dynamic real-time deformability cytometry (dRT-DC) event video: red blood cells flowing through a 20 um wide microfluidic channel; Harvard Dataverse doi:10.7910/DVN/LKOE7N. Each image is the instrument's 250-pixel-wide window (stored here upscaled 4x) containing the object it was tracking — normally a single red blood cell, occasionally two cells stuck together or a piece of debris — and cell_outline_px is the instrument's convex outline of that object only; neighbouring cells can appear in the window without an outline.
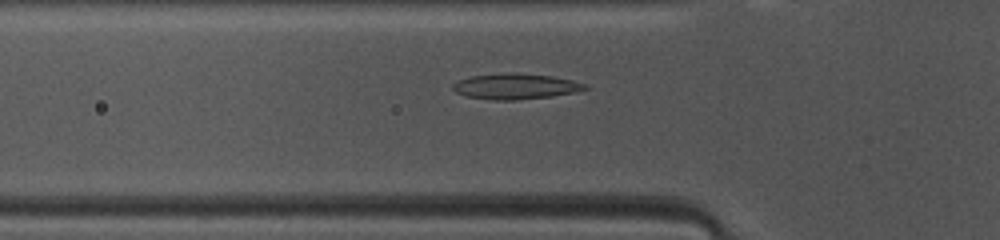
{"species": "common noctule bat (a hibernating species)", "species_latin": "Nyctalus noctula", "temperature_condition": "warm", "stored_images_in_passage": 43, "camera_frame_rate_fps": 3000, "um_per_image_px": 0.085, "animal": {"sex": "female", "body_mass_g": 10.0, "forearm_length_mm": 53.1}, "frame": {"image": 1, "passage_image": 10, "time_ms": 3.0, "image_size_px": [1000, 240], "cell_outline_px": [[588, 88], [576, 92], [552, 96], [516, 100], [492, 100], [468, 96], [456, 92], [452, 88], [452, 84], [456, 80], [472, 76], [504, 72], [552, 76], [572, 80], [588, 84]], "centroid_in_image_um": [43.82, 7.34], "position_along_channel_um": 82.0, "area_um2": 19.77}}
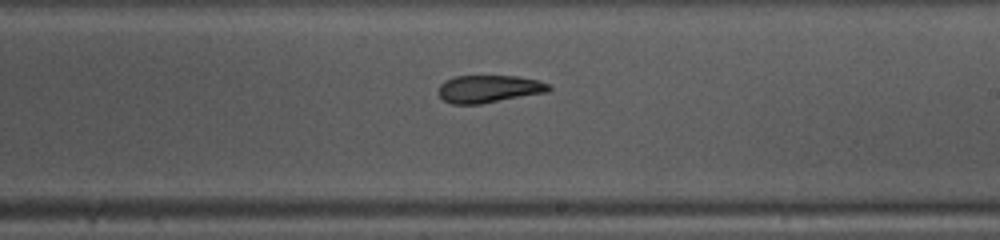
{"frame": {"image": 2, "passage_image": 22, "time_ms": 7.0, "image_size_px": [1000, 240], "cell_outline_px": [[552, 88], [548, 92], [480, 104], [452, 104], [444, 100], [436, 92], [440, 84], [444, 80], [456, 76], [516, 76], [536, 80], [548, 84]], "centroid_in_image_um": [41.51, 7.56], "position_along_channel_um": 247.5, "area_um2": 17.74}}
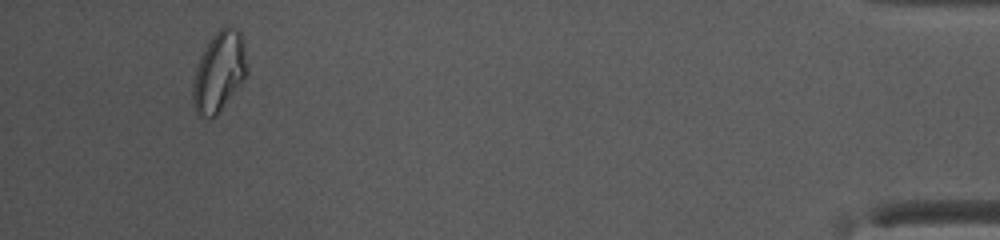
{"frame": {"image": 3, "passage_image": 40, "time_ms": 13.0, "image_size_px": [1000, 240], "cell_outline_px": [[248, 72], [240, 84], [216, 116], [200, 116], [196, 112], [192, 104], [192, 84], [196, 68], [200, 56], [212, 36], [224, 24], [228, 24], [236, 28], [240, 32], [244, 44], [248, 68]], "centroid_in_image_um": [18.62, 6.06], "position_along_channel_um": 416.6, "area_um2": 25.32}, "authors_computed_cell_mechanics": {"area_um2": 19.5942, "velocity_mm_per_s": 4.1178, "shape_relaxation_time_tau1_ms": null, "shape_relaxation_time_tau2_ms": 2.678, "deformation_change_tau1": null, "deformation_change_tau2": 0.0874}}